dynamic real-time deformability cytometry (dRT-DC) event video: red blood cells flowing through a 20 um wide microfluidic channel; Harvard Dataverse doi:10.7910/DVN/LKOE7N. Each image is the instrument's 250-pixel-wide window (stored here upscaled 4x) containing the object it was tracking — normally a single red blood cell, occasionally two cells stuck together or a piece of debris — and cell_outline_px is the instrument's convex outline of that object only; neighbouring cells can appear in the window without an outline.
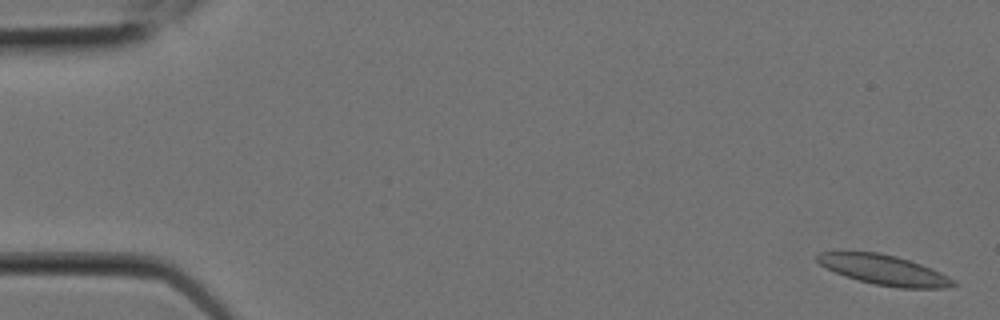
{"species": "Egyptian fruit bat (a non-hibernating species)", "species_latin": "Rousettus aegyptiacus", "temperature_condition": "room temperature", "stored_images_in_passage": 6, "camera_frame_rate_fps": 3000, "um_per_image_px": 0.085, "animal": {"sex": "female"}, "frame": {"image": 1, "passage_image": 1, "time_ms": 0.0, "image_size_px": [1000, 320], "cell_outline_px": [[960, 284], [944, 288], [900, 288], [876, 284], [860, 280], [836, 272], [820, 264], [816, 260], [816, 256], [820, 252], [876, 252], [896, 256], [932, 268], [956, 280]], "centroid_in_image_um": [75.22, 22.95], "position_along_channel_um": 9.8, "area_um2": 23.41}}
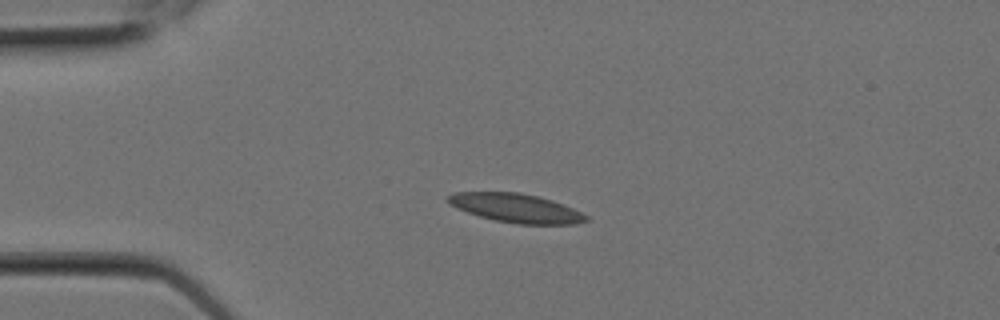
{"frame": {"image": 2, "passage_image": 5, "time_ms": 1.333, "image_size_px": [1000, 320], "cell_outline_px": [[588, 220], [576, 224], [516, 224], [496, 220], [480, 216], [456, 208], [448, 204], [444, 200], [448, 196], [456, 192], [520, 192], [552, 200], [572, 208], [588, 216]], "centroid_in_image_um": [43.83, 17.68], "position_along_channel_um": 41.2, "area_um2": 23.12}}